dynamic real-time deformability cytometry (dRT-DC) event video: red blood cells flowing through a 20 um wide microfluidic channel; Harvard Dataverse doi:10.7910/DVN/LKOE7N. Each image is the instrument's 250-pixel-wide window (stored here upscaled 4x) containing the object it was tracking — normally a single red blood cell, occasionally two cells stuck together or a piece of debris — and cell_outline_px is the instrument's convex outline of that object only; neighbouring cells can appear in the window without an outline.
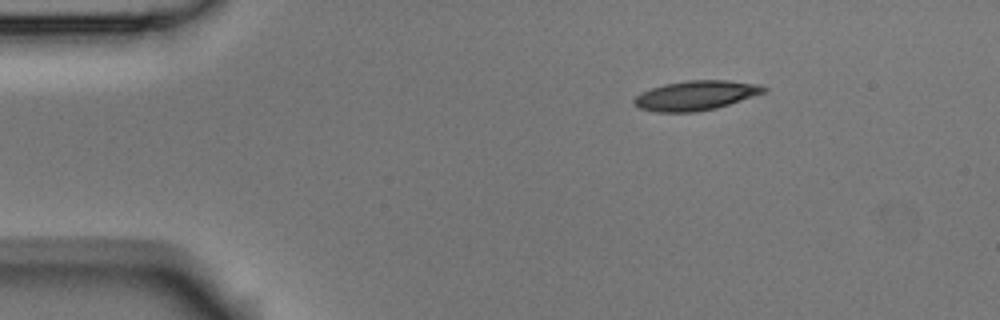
{"species": "Egyptian fruit bat (a non-hibernating species)", "species_latin": "Rousettus aegyptiacus", "temperature_condition": "room temperature", "stored_images_in_passage": 2, "camera_frame_rate_fps": 3000, "um_per_image_px": 0.085, "animal": {"sex": "male"}, "frame": {"image": 1, "passage_image": 1, "time_ms": 0.0, "image_size_px": [1000, 320], "cell_outline_px": [[768, 88], [764, 92], [716, 108], [696, 112], [656, 112], [640, 108], [632, 100], [640, 92], [664, 84], [688, 80], [728, 80], [760, 84]], "centroid_in_image_um": [59.13, 8.11], "position_along_channel_um": 25.9, "area_um2": 22.2}}